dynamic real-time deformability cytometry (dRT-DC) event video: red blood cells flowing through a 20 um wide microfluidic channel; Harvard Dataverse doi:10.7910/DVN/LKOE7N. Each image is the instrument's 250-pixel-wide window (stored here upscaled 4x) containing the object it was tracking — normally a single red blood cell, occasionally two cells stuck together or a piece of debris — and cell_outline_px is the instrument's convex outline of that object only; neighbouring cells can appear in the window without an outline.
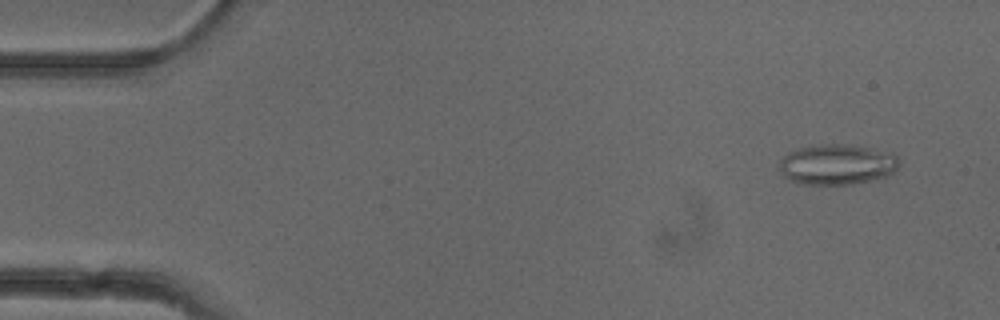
{"species": "common noctule bat (a hibernating species)", "species_latin": "Nyctalus noctula", "temperature_condition": "cold", "stored_images_in_passage": 52, "camera_frame_rate_fps": 3000, "um_per_image_px": 0.085, "animal": {"sex": "female"}, "frame": {"image": 1, "passage_image": 4, "time_ms": 1.0, "image_size_px": [1000, 320], "cell_outline_px": [[900, 164], [892, 172], [884, 176], [852, 184], [804, 184], [792, 180], [784, 176], [776, 164], [788, 152], [796, 148], [820, 144], [844, 144], [892, 152], [896, 156]], "centroid_in_image_um": [71.1, 13.96], "position_along_channel_um": 13.9, "area_um2": 28.03}}
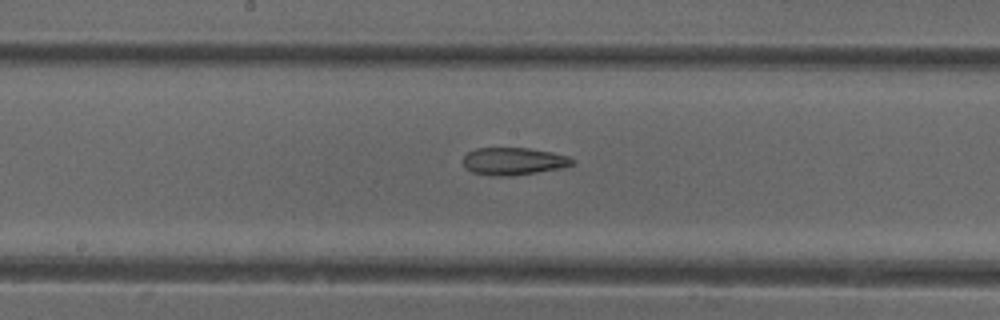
{"frame": {"image": 2, "passage_image": 27, "time_ms": 8.667, "image_size_px": [1000, 320], "cell_outline_px": [[576, 164], [564, 168], [508, 176], [492, 176], [472, 172], [464, 168], [460, 160], [468, 152], [476, 148], [528, 148], [552, 152], [568, 156], [576, 160]], "centroid_in_image_um": [43.64, 13.71], "position_along_channel_um": 204.6, "area_um2": 17.8}}
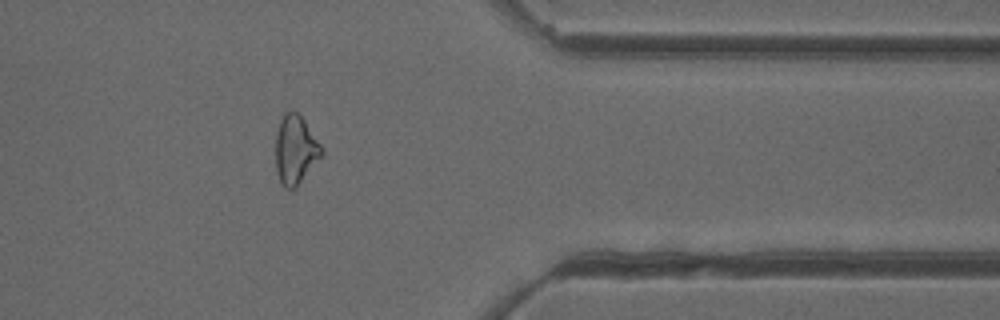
{"frame": {"image": 3, "passage_image": 42, "time_ms": 13.667, "image_size_px": [1000, 320], "cell_outline_px": [[324, 152], [300, 180], [292, 188], [284, 188], [280, 184], [276, 172], [276, 132], [280, 120], [284, 112], [292, 108], [304, 120], [324, 148]], "centroid_in_image_um": [25.08, 12.67], "position_along_channel_um": 386.3, "area_um2": 18.21}}